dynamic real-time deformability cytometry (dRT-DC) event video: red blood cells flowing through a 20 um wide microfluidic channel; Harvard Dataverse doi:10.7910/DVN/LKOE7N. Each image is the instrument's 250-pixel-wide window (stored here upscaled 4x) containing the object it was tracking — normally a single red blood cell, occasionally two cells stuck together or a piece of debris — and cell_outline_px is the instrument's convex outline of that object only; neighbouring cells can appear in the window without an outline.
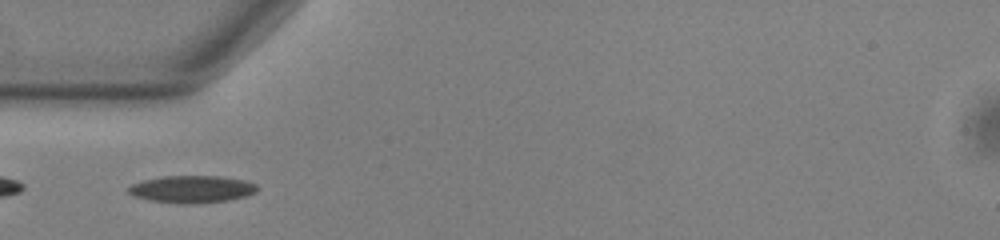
{"species": "common noctule bat (a hibernating species)", "species_latin": "Nyctalus noctula", "temperature_condition": "warm", "stored_images_in_passage": 38, "camera_frame_rate_fps": 3000, "um_per_image_px": 0.085, "animal": {"sex": "male", "body_mass_g": 13.0, "forearm_length_mm": 53.1}, "frame": {"image": 1, "passage_image": 1, "time_ms": 0.0, "image_size_px": [1000, 240], "cell_outline_px": [[260, 188], [256, 192], [248, 196], [228, 200], [192, 204], [180, 204], [148, 200], [136, 196], [128, 192], [128, 188], [132, 184], [144, 180], [164, 176], [220, 176], [244, 180], [256, 184]], "centroid_in_image_um": [16.36, 16.08], "position_along_channel_um": 68.6, "area_um2": 20.52}}
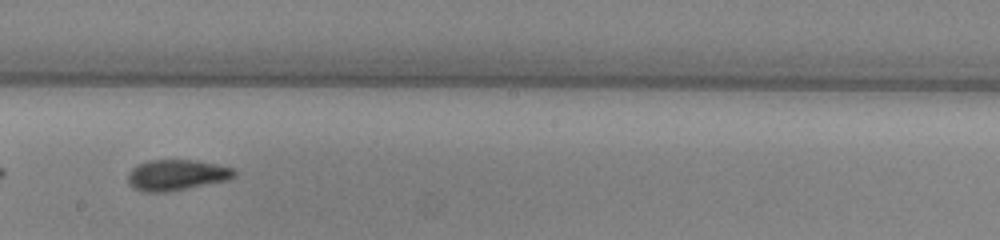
{"frame": {"image": 2, "passage_image": 14, "time_ms": 4.333, "image_size_px": [1000, 240], "cell_outline_px": [[236, 176], [228, 180], [164, 192], [144, 192], [132, 188], [128, 184], [128, 172], [132, 168], [148, 160], [196, 160], [216, 164], [232, 168], [236, 172]], "centroid_in_image_um": [14.98, 14.87], "position_along_channel_um": 233.2, "area_um2": 19.02}}
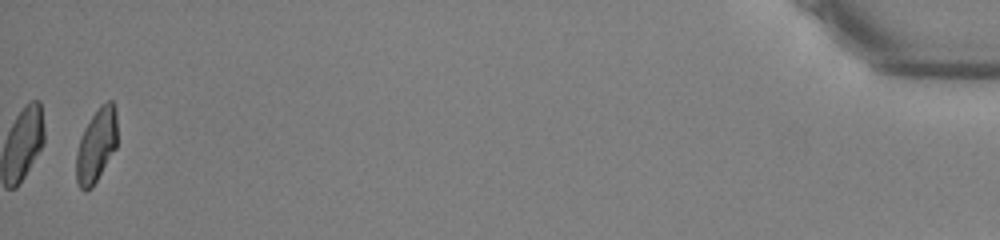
{"frame": {"image": 3, "passage_image": 37, "time_ms": 12.0, "image_size_px": [1000, 240], "cell_outline_px": [[116, 148], [92, 188], [84, 192], [76, 184], [76, 152], [80, 140], [92, 116], [100, 104], [108, 100], [112, 100], [116, 104]], "centroid_in_image_um": [8.19, 12.37], "position_along_channel_um": 427.0, "area_um2": 17.57}, "authors_computed_cell_mechanics": {"area_um2": 18.5249, "velocity_mm_per_s": 3.7959, "shape_relaxation_time_tau1_ms": 4.2581, "shape_relaxation_time_tau2_ms": 2.6166, "deformation_change_tau1": 0.153, "deformation_change_tau2": 0.0946}}